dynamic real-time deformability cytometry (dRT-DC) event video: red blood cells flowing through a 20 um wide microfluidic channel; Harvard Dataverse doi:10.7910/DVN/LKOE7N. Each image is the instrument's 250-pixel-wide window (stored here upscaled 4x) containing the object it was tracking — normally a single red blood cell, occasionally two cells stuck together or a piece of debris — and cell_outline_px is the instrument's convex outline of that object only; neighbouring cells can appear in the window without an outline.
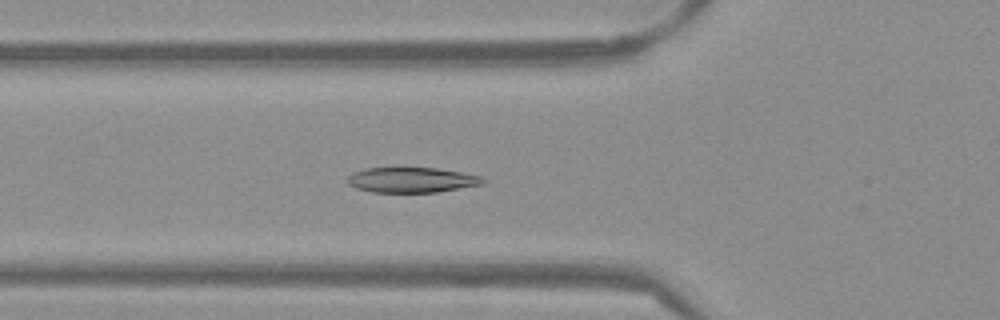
{"species": "Egyptian fruit bat (a non-hibernating species)", "species_latin": "Rousettus aegyptiacus", "temperature_condition": "warm", "stored_images_in_passage": 53, "camera_frame_rate_fps": 3000, "um_per_image_px": 0.085, "frame": {"image": 1, "passage_image": 19, "time_ms": 6.0, "image_size_px": [1000, 320], "cell_outline_px": [[488, 180], [484, 184], [436, 192], [372, 192], [356, 188], [348, 184], [348, 176], [352, 172], [364, 168], [436, 168], [484, 176]], "centroid_in_image_um": [35.02, 15.29], "position_along_channel_um": 90.8, "area_um2": 20.0}}
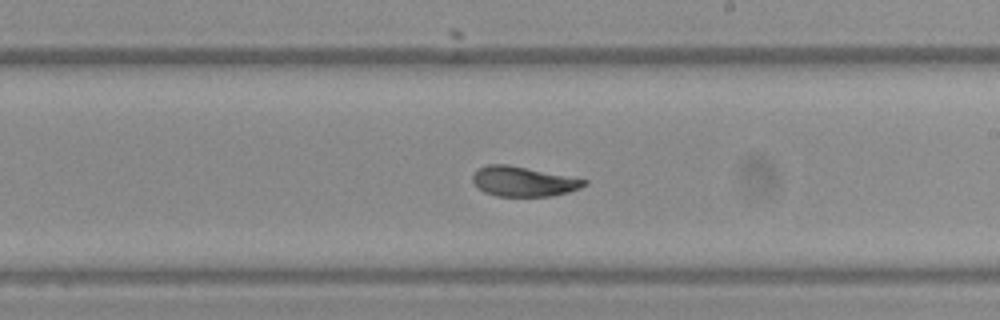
{"frame": {"image": 2, "passage_image": 31, "time_ms": 10.0, "image_size_px": [1000, 320], "cell_outline_px": [[588, 184], [580, 188], [568, 192], [552, 196], [496, 196], [484, 192], [472, 180], [472, 176], [476, 168], [488, 164], [508, 164], [588, 180]], "centroid_in_image_um": [44.47, 15.42], "position_along_channel_um": 244.5, "area_um2": 19.42}}
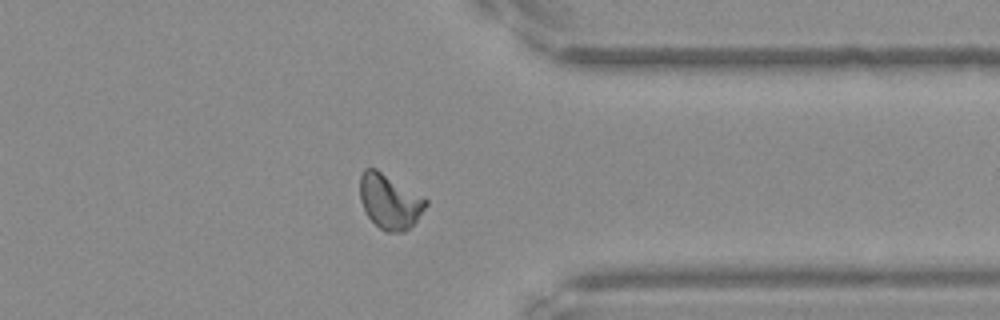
{"frame": {"image": 3, "passage_image": 42, "time_ms": 13.667, "image_size_px": [1000, 320], "cell_outline_px": [[428, 204], [416, 220], [404, 232], [384, 232], [368, 216], [360, 200], [360, 176], [364, 168], [376, 168], [424, 196], [428, 200]], "centroid_in_image_um": [33.13, 17.1], "position_along_channel_um": 378.3, "area_um2": 21.04}, "authors_computed_cell_mechanics": {"area_um2": 20.6924, "velocity_mm_per_s": 3.8255, "shape_relaxation_time_tau1_ms": 3.6509, "shape_relaxation_time_tau2_ms": 1.4802, "deformation_change_tau1": 0.1555, "deformation_change_tau2": 0.0562}}